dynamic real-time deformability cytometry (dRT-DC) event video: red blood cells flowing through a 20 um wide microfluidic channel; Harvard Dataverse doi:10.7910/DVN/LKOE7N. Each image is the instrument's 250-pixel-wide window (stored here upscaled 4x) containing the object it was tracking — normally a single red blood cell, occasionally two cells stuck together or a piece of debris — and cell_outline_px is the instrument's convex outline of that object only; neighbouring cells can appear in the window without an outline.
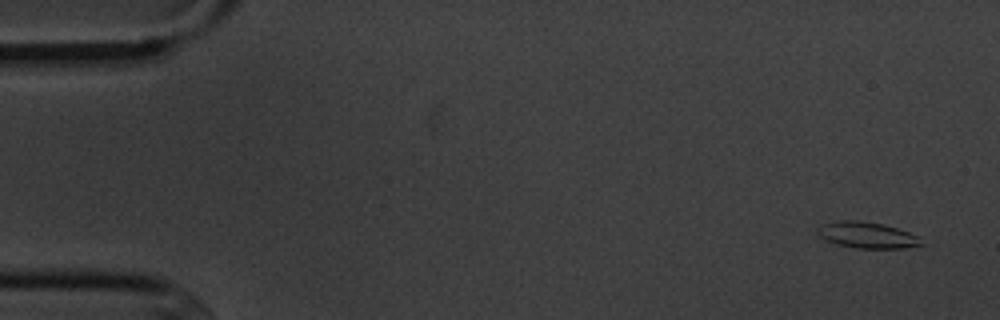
{"species": "common noctule bat (a hibernating species)", "species_latin": "Nyctalus noctula", "temperature_condition": "cold", "stored_images_in_passage": 5, "camera_frame_rate_fps": 3000, "um_per_image_px": 0.085, "animal": {"sex": "male", "body_mass_g": 20.1, "forearm_length_mm": 53.5}, "frame": {"image": 1, "passage_image": 1, "time_ms": 0.0, "image_size_px": [1000, 320], "cell_outline_px": [[924, 244], [904, 248], [856, 248], [836, 244], [820, 236], [816, 232], [816, 228], [820, 224], [836, 220], [856, 220], [884, 224], [920, 236]], "centroid_in_image_um": [73.68, 19.97], "position_along_channel_um": 11.3, "area_um2": 15.95}}
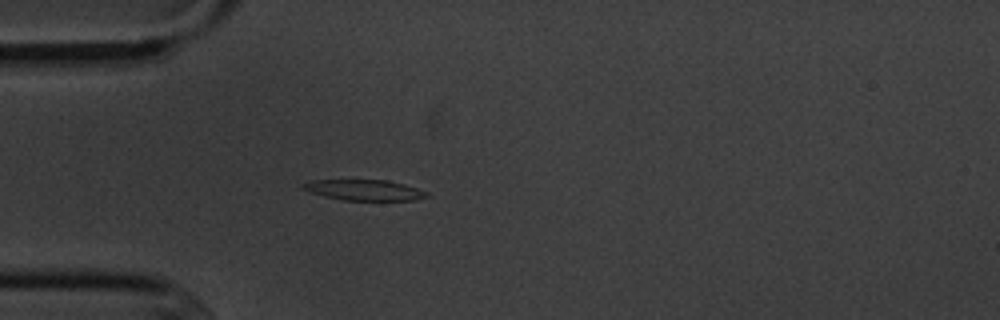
{"frame": {"image": 2, "passage_image": 5, "time_ms": 4.333, "image_size_px": [1000, 320], "cell_outline_px": [[428, 196], [416, 200], [344, 200], [324, 196], [300, 188], [300, 184], [312, 180], [388, 180], [404, 184], [428, 192]], "centroid_in_image_um": [30.95, 16.15], "position_along_channel_um": 54.1, "area_um2": 14.85}}